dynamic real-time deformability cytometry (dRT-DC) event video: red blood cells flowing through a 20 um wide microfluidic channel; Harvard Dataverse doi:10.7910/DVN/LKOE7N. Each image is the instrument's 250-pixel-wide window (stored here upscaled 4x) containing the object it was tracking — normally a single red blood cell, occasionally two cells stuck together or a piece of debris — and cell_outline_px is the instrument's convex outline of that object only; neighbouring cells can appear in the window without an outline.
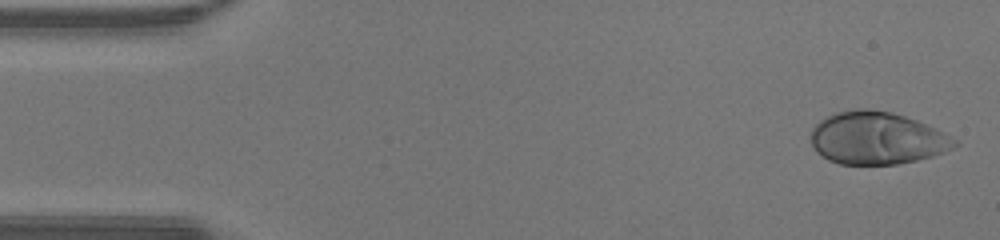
{"species": "human", "species_latin": "Homo sapiens", "temperature_condition": "warm", "stored_images_in_passage": 46, "camera_frame_rate_fps": 3000, "um_per_image_px": 0.085, "donor": {"sex": "male"}, "frame": {"image": 1, "passage_image": 1, "time_ms": 0.0, "image_size_px": [1000, 240], "cell_outline_px": [[960, 144], [944, 152], [932, 156], [916, 160], [896, 164], [840, 164], [828, 160], [816, 152], [812, 144], [812, 128], [820, 120], [836, 112], [856, 108], [864, 108], [892, 112], [916, 120], [960, 140]], "centroid_in_image_um": [74.54, 11.74], "position_along_channel_um": 10.5, "area_um2": 43.93}}
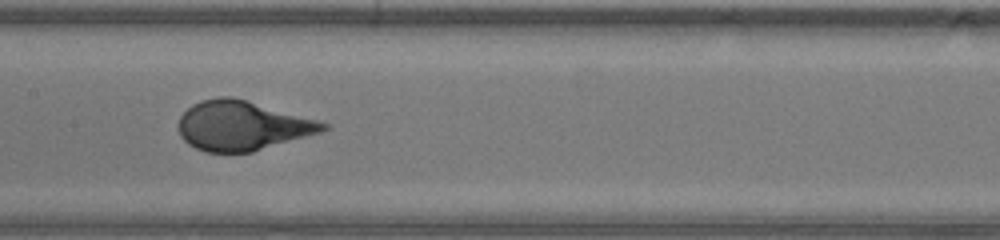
{"frame": {"image": 2, "passage_image": 22, "time_ms": 7.0, "image_size_px": [1000, 240], "cell_outline_px": [[328, 128], [320, 132], [252, 152], [204, 152], [188, 144], [180, 136], [180, 116], [192, 104], [200, 100], [220, 96], [232, 96], [316, 120], [328, 124]], "centroid_in_image_um": [20.54, 10.68], "position_along_channel_um": 186.9, "area_um2": 41.15}}
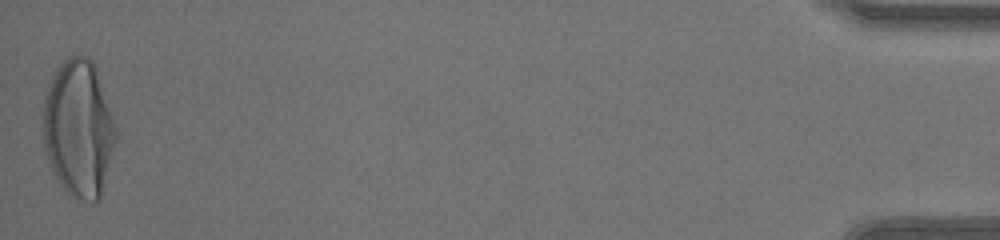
{"frame": {"image": 3, "passage_image": 46, "time_ms": 15.0, "image_size_px": [1000, 240], "cell_outline_px": [[116, 140], [100, 200], [92, 204], [68, 196], [60, 184], [52, 168], [44, 148], [40, 116], [44, 96], [48, 84], [56, 68], [68, 56], [88, 56], [92, 60], [96, 68], [116, 124]], "centroid_in_image_um": [6.66, 10.94], "position_along_channel_um": 428.5, "area_um2": 59.19}, "authors_computed_cell_mechanics": {"area_um2": 42.6853, "velocity_mm_per_s": 4.3258, "shape_relaxation_time_tau1_ms": 4.213, "shape_relaxation_time_tau2_ms": null, "deformation_change_tau1": 0.2752, "deformation_change_tau2": null}}